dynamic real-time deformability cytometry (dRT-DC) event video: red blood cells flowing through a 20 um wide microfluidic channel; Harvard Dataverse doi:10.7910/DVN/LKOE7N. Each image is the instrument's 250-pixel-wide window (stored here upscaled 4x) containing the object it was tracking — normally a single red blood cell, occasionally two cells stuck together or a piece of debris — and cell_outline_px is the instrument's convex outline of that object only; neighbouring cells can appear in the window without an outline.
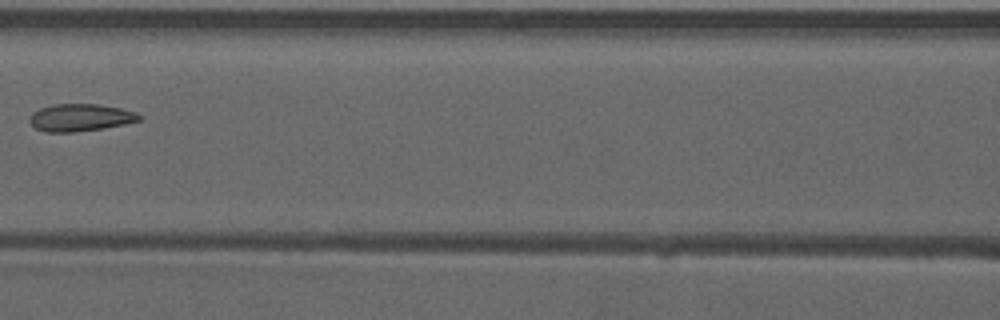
{"species": "common noctule bat (a hibernating species)", "species_latin": "Nyctalus noctula", "temperature_condition": "warm", "stored_images_in_passage": 7, "camera_frame_rate_fps": 3000, "um_per_image_px": 0.085, "animal": {"sex": "male", "forearm_length_mm": 52.5}, "frame": {"image": 1, "passage_image": 7, "time_ms": 2.0, "image_size_px": [1000, 320], "cell_outline_px": [[140, 120], [124, 124], [104, 128], [76, 132], [44, 132], [36, 128], [28, 120], [28, 116], [32, 112], [40, 108], [52, 104], [100, 104], [120, 108], [136, 112], [140, 116]], "centroid_in_image_um": [6.78, 9.99], "position_along_channel_um": 159.8, "area_um2": 17.57}}